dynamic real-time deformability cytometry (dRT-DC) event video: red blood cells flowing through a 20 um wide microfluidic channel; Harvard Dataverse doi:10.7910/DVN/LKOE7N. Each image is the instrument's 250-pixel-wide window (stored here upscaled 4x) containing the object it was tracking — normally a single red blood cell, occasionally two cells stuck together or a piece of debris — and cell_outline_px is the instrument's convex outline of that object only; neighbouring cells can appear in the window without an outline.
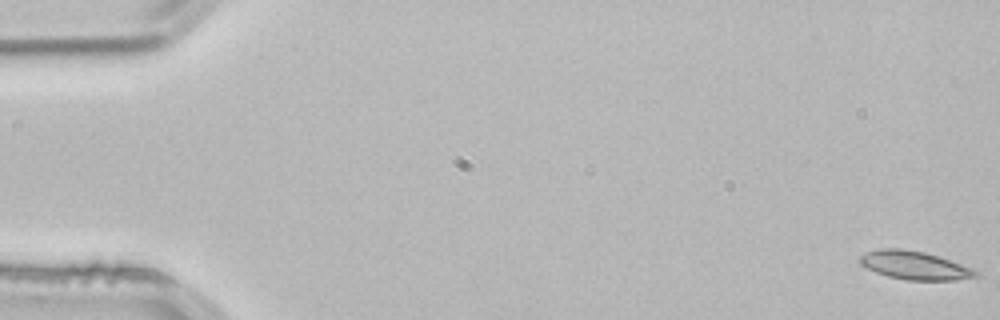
{"species": "common noctule bat (a hibernating species)", "species_latin": "Nyctalus noctula", "temperature_condition": "room temperature", "stored_images_in_passage": 11, "camera_frame_rate_fps": 3000, "um_per_image_px": 0.085, "animal": {"sex": "male", "body_mass_g": 21.5, "forearm_length_mm": 52.0}, "frame": {"image": 1, "passage_image": 1, "time_ms": 0.0, "image_size_px": [1000, 320], "cell_outline_px": [[980, 276], [956, 280], [904, 280], [888, 276], [876, 272], [860, 264], [860, 256], [868, 252], [880, 248], [900, 248], [924, 252], [972, 268], [980, 272]], "centroid_in_image_um": [77.76, 22.56], "position_along_channel_um": 7.2, "area_um2": 18.96}}